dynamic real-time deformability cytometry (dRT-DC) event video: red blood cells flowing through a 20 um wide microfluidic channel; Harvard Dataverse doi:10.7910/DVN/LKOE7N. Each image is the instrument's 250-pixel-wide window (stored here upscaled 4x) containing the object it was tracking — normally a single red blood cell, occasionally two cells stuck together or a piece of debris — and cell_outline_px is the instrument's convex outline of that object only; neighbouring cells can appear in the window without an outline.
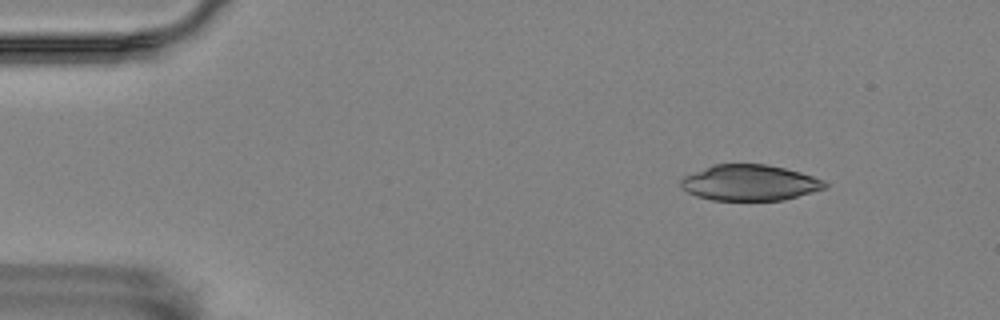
{"species": "Egyptian fruit bat (a non-hibernating species)", "species_latin": "Rousettus aegyptiacus", "temperature_condition": "room temperature", "stored_images_in_passage": 6, "camera_frame_rate_fps": 3000, "um_per_image_px": 0.085, "animal": {"sex": "female"}, "frame": {"image": 1, "passage_image": 2, "time_ms": 0.333, "image_size_px": [1000, 320], "cell_outline_px": [[828, 188], [784, 200], [712, 200], [696, 196], [688, 192], [680, 184], [680, 180], [684, 176], [712, 164], [764, 164], [784, 168], [800, 172], [824, 180], [828, 184]], "centroid_in_image_um": [63.74, 15.53], "position_along_channel_um": 21.3, "area_um2": 30.11}}